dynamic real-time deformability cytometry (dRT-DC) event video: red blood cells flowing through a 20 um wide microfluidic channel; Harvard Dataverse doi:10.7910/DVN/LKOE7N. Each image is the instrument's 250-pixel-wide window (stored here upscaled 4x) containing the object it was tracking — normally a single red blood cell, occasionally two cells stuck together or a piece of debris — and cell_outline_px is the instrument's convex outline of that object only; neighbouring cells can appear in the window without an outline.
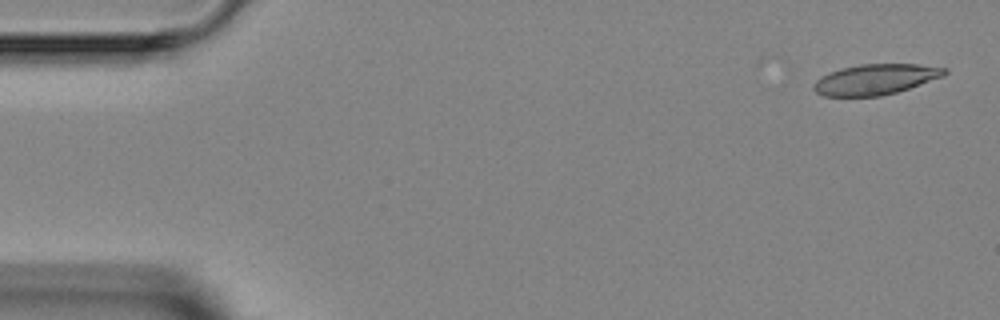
{"species": "Egyptian fruit bat (a non-hibernating species)", "species_latin": "Rousettus aegyptiacus", "temperature_condition": "room temperature", "stored_images_in_passage": 5, "camera_frame_rate_fps": 3000, "um_per_image_px": 0.085, "animal": {"sex": "female"}, "frame": {"image": 1, "passage_image": 1, "time_ms": 0.0, "image_size_px": [1000, 320], "cell_outline_px": [[948, 72], [944, 76], [896, 92], [880, 96], [824, 96], [816, 92], [812, 88], [812, 84], [816, 80], [828, 72], [840, 68], [860, 64], [916, 64], [948, 68]], "centroid_in_image_um": [74.39, 6.74], "position_along_channel_um": 10.6, "area_um2": 23.29}}
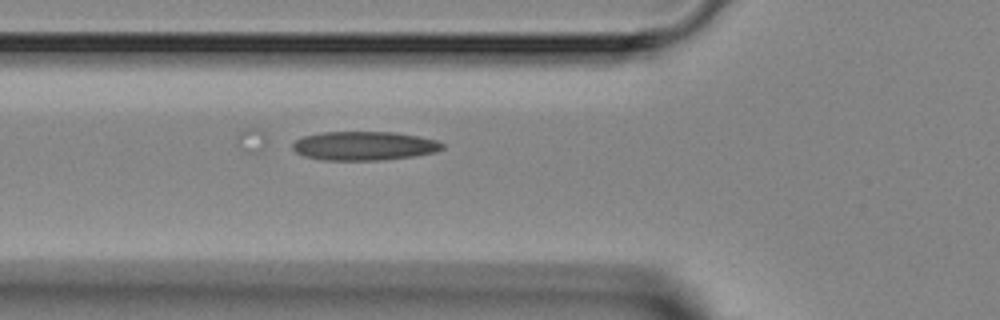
{"frame": {"image": 2, "passage_image": 5, "time_ms": 5.0, "image_size_px": [1000, 320], "cell_outline_px": [[444, 148], [436, 152], [416, 156], [384, 160], [324, 160], [304, 156], [296, 152], [292, 148], [292, 144], [296, 140], [304, 136], [324, 132], [396, 132], [436, 140], [444, 144]], "centroid_in_image_um": [30.97, 12.4], "position_along_channel_um": 94.8, "area_um2": 25.26}}